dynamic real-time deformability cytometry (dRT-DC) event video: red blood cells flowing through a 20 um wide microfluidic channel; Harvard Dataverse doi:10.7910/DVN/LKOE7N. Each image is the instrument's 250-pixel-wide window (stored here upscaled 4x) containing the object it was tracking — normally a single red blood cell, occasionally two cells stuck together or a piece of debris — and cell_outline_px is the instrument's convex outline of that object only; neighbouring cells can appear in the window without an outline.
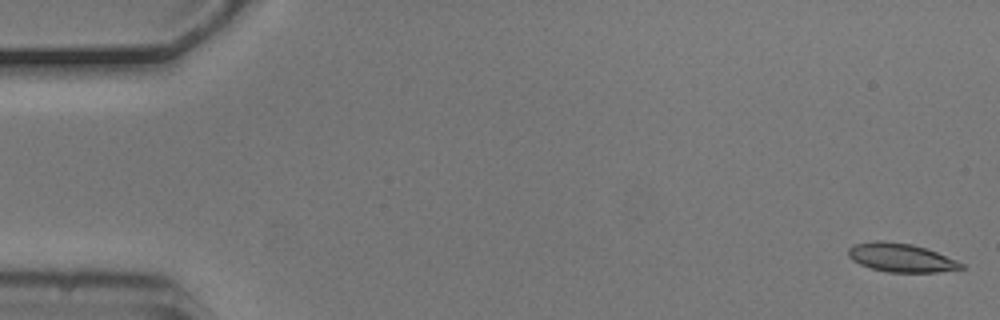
{"species": "common noctule bat (a hibernating species)", "species_latin": "Nyctalus noctula", "temperature_condition": "cold", "stored_images_in_passage": 5, "segment_of_instrument_passage": [2, 2], "camera_frame_rate_fps": 3000, "um_per_image_px": 0.085, "animal": {"sex": "male", "body_mass_g": 20.5, "forearm_length_mm": 52.5}, "frame": {"image": 1, "passage_image": 5, "time_ms": 1.333, "image_size_px": [1000, 320], "cell_outline_px": [[964, 268], [936, 272], [888, 272], [872, 268], [860, 264], [852, 260], [848, 256], [848, 248], [852, 244], [876, 240], [884, 240], [912, 244], [936, 252], [956, 260], [964, 264]], "centroid_in_image_um": [76.54, 21.89], "position_along_channel_um": 8.5, "area_um2": 18.79}}